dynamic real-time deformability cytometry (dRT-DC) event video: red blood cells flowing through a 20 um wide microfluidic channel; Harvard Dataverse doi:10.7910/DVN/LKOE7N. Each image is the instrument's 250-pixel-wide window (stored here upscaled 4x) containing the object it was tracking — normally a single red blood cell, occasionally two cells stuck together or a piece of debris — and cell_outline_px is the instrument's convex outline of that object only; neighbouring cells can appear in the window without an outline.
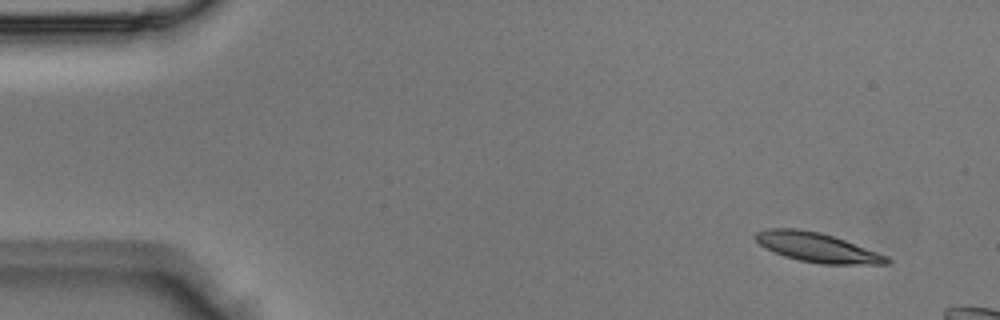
{"species": "Egyptian fruit bat (a non-hibernating species)", "species_latin": "Rousettus aegyptiacus", "temperature_condition": "room temperature", "stored_images_in_passage": 3, "camera_frame_rate_fps": 3000, "um_per_image_px": 0.085, "animal": {"sex": "male"}, "frame": {"image": 1, "passage_image": 1, "time_ms": 0.0, "image_size_px": [1000, 320], "cell_outline_px": [[892, 264], [820, 264], [800, 260], [784, 256], [764, 248], [752, 236], [756, 232], [768, 228], [800, 228], [820, 232], [844, 240], [888, 256], [892, 260]], "centroid_in_image_um": [69.44, 21.03], "position_along_channel_um": 15.6, "area_um2": 22.54}}